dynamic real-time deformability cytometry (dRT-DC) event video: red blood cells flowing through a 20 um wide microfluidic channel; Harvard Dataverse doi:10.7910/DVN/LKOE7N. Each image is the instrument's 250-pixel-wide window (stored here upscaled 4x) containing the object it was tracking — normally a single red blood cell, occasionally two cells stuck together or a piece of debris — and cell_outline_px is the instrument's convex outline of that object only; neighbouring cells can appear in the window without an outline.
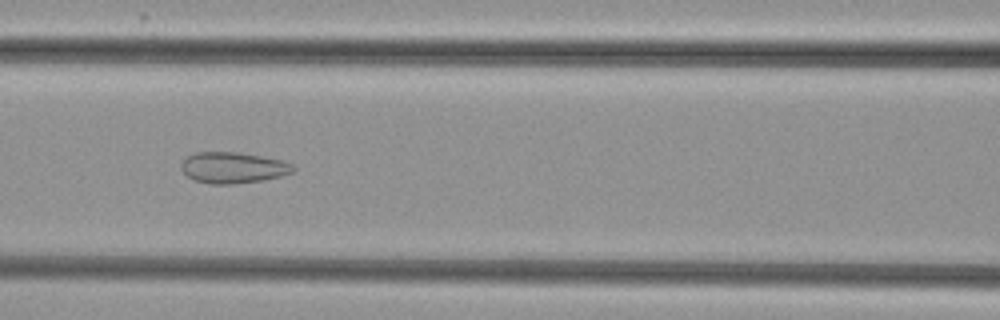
{"species": "common noctule bat (a hibernating species)", "species_latin": "Nyctalus noctula", "temperature_condition": "cold", "stored_images_in_passage": 41, "camera_frame_rate_fps": 3000, "um_per_image_px": 0.085, "animal": {"sex": "female", "body_mass_g": 29.2, "forearm_length_mm": 56.3}, "frame": {"image": 1, "passage_image": 11, "time_ms": 3.333, "image_size_px": [1000, 320], "cell_outline_px": [[296, 168], [292, 172], [280, 176], [264, 180], [232, 184], [212, 184], [196, 180], [188, 176], [180, 168], [180, 164], [188, 156], [196, 152], [236, 152], [260, 156], [280, 160], [292, 164]], "centroid_in_image_um": [19.8, 14.25], "position_along_channel_um": 146.8, "area_um2": 20.06}}
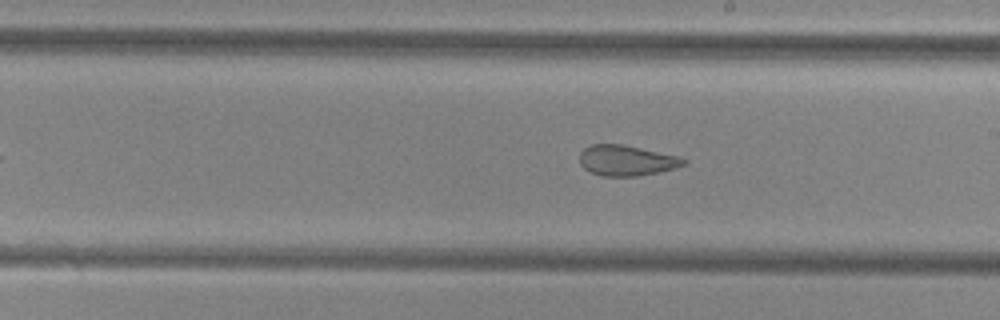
{"frame": {"image": 2, "passage_image": 18, "time_ms": 5.667, "image_size_px": [1000, 320], "cell_outline_px": [[688, 164], [676, 168], [636, 176], [604, 176], [592, 172], [584, 168], [580, 164], [580, 152], [584, 148], [592, 144], [620, 144], [680, 156], [688, 160]], "centroid_in_image_um": [53.29, 13.63], "position_along_channel_um": 235.7, "area_um2": 18.44}}
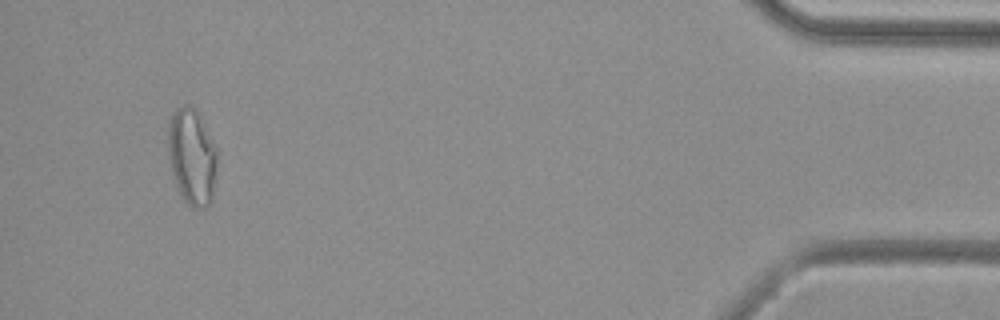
{"frame": {"image": 3, "passage_image": 38, "time_ms": 12.333, "image_size_px": [1000, 320], "cell_outline_px": [[220, 156], [212, 200], [208, 208], [192, 208], [184, 200], [176, 188], [172, 176], [168, 156], [168, 120], [176, 108], [184, 104], [188, 104], [196, 108], [200, 112]], "centroid_in_image_um": [16.34, 13.31], "position_along_channel_um": 418.9, "area_um2": 28.9}, "authors_computed_cell_mechanics": {"area_um2": 20.9814, "velocity_mm_per_s": 3.8247, "shape_relaxation_time_tau1_ms": null, "shape_relaxation_time_tau2_ms": 1.4585, "deformation_change_tau1": null, "deformation_change_tau2": 0.0842}}